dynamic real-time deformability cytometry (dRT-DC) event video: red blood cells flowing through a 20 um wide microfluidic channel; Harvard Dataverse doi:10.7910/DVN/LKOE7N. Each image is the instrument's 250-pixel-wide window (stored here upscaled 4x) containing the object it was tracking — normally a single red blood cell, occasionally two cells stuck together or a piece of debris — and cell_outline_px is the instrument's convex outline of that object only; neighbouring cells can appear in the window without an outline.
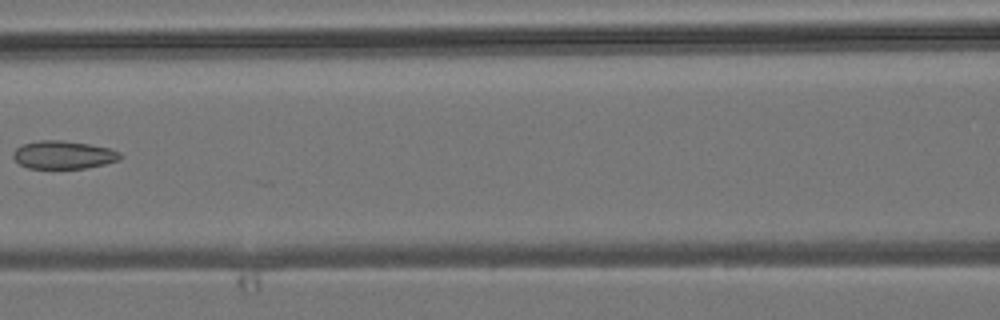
{"species": "common noctule bat (a hibernating species)", "species_latin": "Nyctalus noctula", "temperature_condition": "room temperature", "stored_images_in_passage": 6, "camera_frame_rate_fps": 3000, "um_per_image_px": 0.085, "animal": {"sex": "male", "body_mass_g": 19.2, "forearm_length_mm": 51.8}, "frame": {"image": 1, "passage_image": 6, "time_ms": 5.667, "image_size_px": [1000, 320], "cell_outline_px": [[120, 160], [104, 164], [84, 168], [28, 168], [20, 164], [12, 156], [12, 152], [20, 144], [40, 140], [64, 140], [112, 148], [120, 152]], "centroid_in_image_um": [5.37, 13.15], "position_along_channel_um": 161.2, "area_um2": 17.57}}